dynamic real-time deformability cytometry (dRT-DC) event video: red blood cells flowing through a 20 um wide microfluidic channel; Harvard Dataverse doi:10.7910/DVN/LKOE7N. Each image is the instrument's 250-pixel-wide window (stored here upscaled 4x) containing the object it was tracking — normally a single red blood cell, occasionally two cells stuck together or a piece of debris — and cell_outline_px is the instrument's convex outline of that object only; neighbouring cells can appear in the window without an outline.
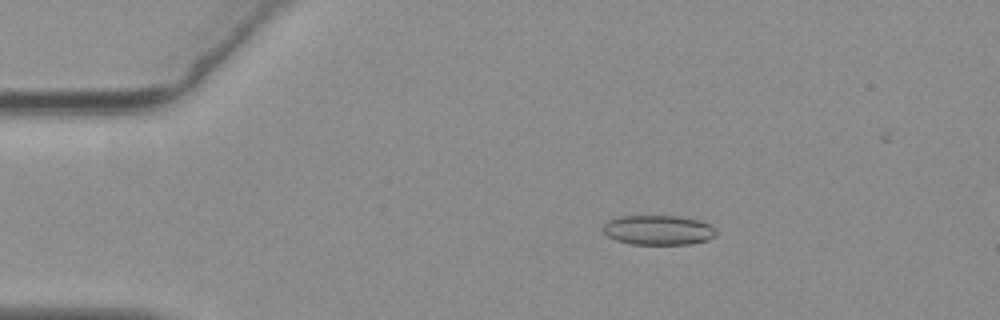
{"species": "common noctule bat (a hibernating species)", "species_latin": "Nyctalus noctula", "temperature_condition": "warm", "stored_images_in_passage": 18, "camera_frame_rate_fps": 3000, "um_per_image_px": 0.085, "animal": {"sex": "female", "body_mass_g": 19.3, "forearm_length_mm": 54.1}, "frame": {"image": 1, "passage_image": 11, "time_ms": 3.333, "image_size_px": [1000, 320], "cell_outline_px": [[716, 236], [708, 240], [688, 244], [632, 244], [616, 240], [608, 236], [604, 232], [604, 224], [608, 220], [620, 216], [680, 216], [700, 220], [708, 224], [716, 232]], "centroid_in_image_um": [55.96, 19.55], "position_along_channel_um": 29.0, "area_um2": 19.48}}